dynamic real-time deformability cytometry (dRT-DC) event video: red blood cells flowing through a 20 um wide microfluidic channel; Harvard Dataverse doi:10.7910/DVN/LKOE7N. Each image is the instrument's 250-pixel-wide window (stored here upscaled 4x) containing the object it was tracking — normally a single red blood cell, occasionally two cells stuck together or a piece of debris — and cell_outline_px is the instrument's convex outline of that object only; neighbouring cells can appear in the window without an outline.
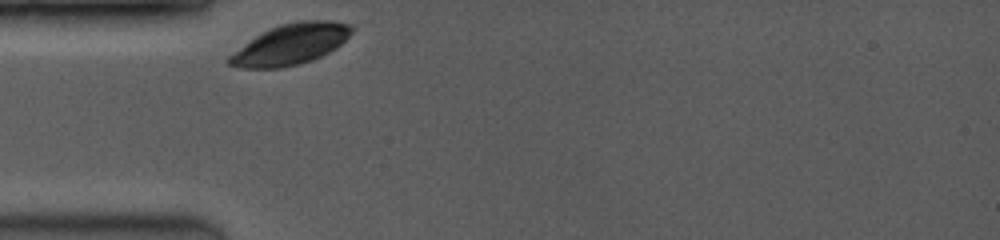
{"species": "common noctule bat (a hibernating species)", "species_latin": "Nyctalus noctula", "temperature_condition": "room temperature", "stored_images_in_passage": 2, "camera_frame_rate_fps": 3500, "um_per_image_px": 0.085, "animal": {"sex": "female", "body_mass_g": 19.0, "forearm_length_mm": 53.3}, "frame": {"image": 1, "passage_image": 1, "time_ms": 0.0, "image_size_px": [1000, 240], "cell_outline_px": [[352, 32], [336, 48], [312, 60], [300, 64], [280, 68], [240, 68], [228, 64], [224, 60], [228, 56], [256, 36], [280, 24], [296, 20], [328, 20], [352, 24]], "centroid_in_image_um": [24.7, 3.77], "position_along_channel_um": 60.3, "area_um2": 28.9}}
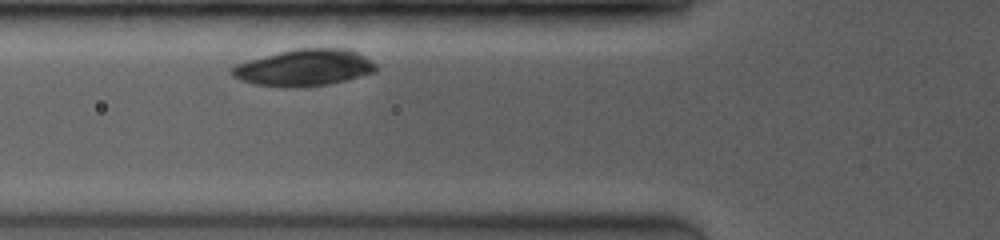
{"frame": {"image": 2, "passage_image": 2, "time_ms": 1.143, "image_size_px": [1000, 240], "cell_outline_px": [[376, 72], [328, 84], [296, 88], [252, 84], [240, 80], [232, 76], [232, 68], [236, 64], [248, 60], [296, 48], [348, 48], [364, 56], [376, 64]], "centroid_in_image_um": [25.85, 5.75], "position_along_channel_um": 99.9, "area_um2": 30.63}}